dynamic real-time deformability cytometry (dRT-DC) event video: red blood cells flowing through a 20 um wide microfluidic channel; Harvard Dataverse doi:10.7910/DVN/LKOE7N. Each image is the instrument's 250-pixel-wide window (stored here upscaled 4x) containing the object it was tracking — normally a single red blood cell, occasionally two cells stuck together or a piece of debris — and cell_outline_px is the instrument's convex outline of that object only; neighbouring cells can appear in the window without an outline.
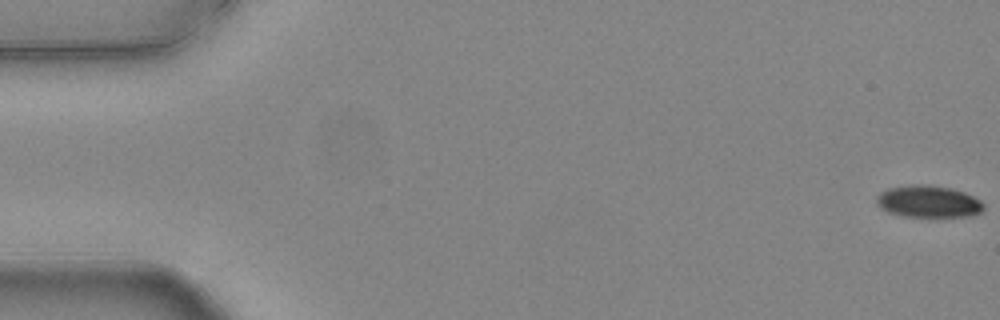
{"species": "common noctule bat (a hibernating species)", "species_latin": "Nyctalus noctula", "temperature_condition": "warm", "stored_images_in_passage": 12, "camera_frame_rate_fps": 3000, "um_per_image_px": 0.085, "animal": {"sex": "female", "body_mass_g": 24.6, "forearm_length_mm": 56.2}, "frame": {"image": 1, "passage_image": 1, "time_ms": 0.0, "image_size_px": [1000, 320], "cell_outline_px": [[984, 208], [980, 212], [972, 216], [940, 220], [900, 216], [888, 212], [880, 208], [876, 204], [876, 196], [880, 192], [888, 188], [912, 184], [924, 184], [952, 188], [964, 192], [980, 200], [984, 204]], "centroid_in_image_um": [78.92, 17.19], "position_along_channel_um": 6.1, "area_um2": 21.1}}